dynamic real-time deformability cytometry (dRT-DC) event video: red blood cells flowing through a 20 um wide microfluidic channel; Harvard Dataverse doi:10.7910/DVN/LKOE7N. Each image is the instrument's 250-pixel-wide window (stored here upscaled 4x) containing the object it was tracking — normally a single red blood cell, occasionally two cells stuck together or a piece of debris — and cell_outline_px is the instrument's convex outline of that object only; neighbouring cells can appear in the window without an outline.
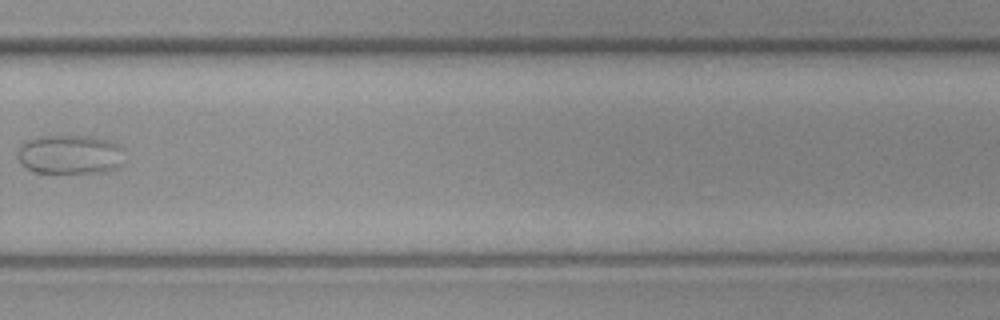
{"species": "common noctule bat (a hibernating species)", "species_latin": "Nyctalus noctula", "temperature_condition": "cold", "stored_images_in_passage": 7, "camera_frame_rate_fps": 3000, "um_per_image_px": 0.085, "animal": {"sex": "female", "body_mass_g": 19.3, "forearm_length_mm": 54.1}, "frame": {"image": 1, "passage_image": 7, "time_ms": 2.0, "image_size_px": [1000, 320], "cell_outline_px": [[124, 164], [116, 168], [96, 172], [36, 172], [24, 168], [20, 164], [16, 152], [28, 140], [40, 136], [88, 136], [108, 140], [120, 144], [124, 148]], "centroid_in_image_um": [5.98, 13.13], "position_along_channel_um": 323.8, "area_um2": 24.57}}